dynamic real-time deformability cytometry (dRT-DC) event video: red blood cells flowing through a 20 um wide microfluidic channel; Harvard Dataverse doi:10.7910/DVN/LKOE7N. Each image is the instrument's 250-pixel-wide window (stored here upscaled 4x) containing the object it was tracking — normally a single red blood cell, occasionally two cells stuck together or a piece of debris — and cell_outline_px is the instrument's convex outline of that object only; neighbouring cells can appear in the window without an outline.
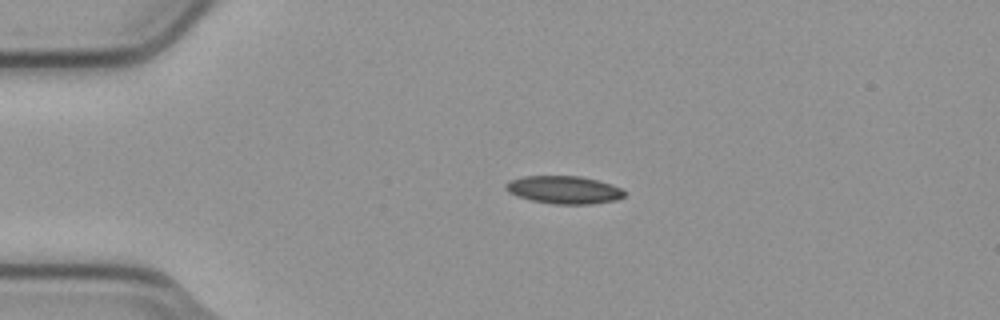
{"species": "common noctule bat (a hibernating species)", "species_latin": "Nyctalus noctula", "temperature_condition": "cold", "stored_images_in_passage": 3, "camera_frame_rate_fps": 3000, "um_per_image_px": 0.085, "animal": {"sex": "male", "body_mass_g": 23.1, "forearm_length_mm": 52.7}, "frame": {"image": 1, "passage_image": 2, "time_ms": 0.333, "image_size_px": [1000, 320], "cell_outline_px": [[624, 196], [616, 200], [592, 204], [556, 204], [532, 200], [508, 192], [504, 188], [504, 184], [508, 180], [524, 176], [580, 176], [612, 184], [620, 188], [624, 192]], "centroid_in_image_um": [47.92, 16.13], "position_along_channel_um": 37.1, "area_um2": 19.13}}